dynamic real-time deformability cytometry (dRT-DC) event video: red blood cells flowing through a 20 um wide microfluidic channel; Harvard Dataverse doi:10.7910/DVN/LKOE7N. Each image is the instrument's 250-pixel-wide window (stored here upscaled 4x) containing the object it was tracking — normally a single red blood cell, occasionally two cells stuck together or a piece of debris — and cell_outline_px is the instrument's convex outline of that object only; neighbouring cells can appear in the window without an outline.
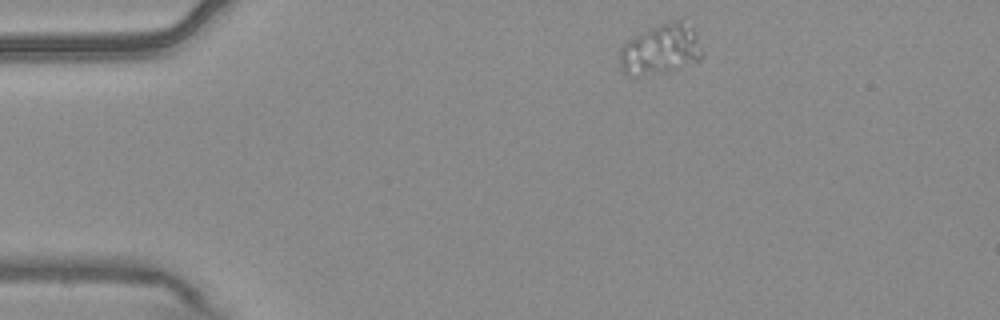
{"species": "common noctule bat (a hibernating species)", "species_latin": "Nyctalus noctula", "temperature_condition": "warm", "stored_images_in_passage": 2, "camera_frame_rate_fps": 3000, "um_per_image_px": 0.085, "animal": {"sex": "male", "body_mass_g": 20.4}, "frame": {"image": 1, "passage_image": 1, "time_ms": 0.0, "image_size_px": [1000, 320], "cell_outline_px": [[704, 56], [700, 60], [668, 72], [640, 76], [628, 76], [620, 68], [620, 48], [628, 40], [660, 24], [676, 20], [680, 20], [692, 28], [704, 52]], "centroid_in_image_um": [56.16, 4.24], "position_along_channel_um": 28.8, "area_um2": 24.04}}